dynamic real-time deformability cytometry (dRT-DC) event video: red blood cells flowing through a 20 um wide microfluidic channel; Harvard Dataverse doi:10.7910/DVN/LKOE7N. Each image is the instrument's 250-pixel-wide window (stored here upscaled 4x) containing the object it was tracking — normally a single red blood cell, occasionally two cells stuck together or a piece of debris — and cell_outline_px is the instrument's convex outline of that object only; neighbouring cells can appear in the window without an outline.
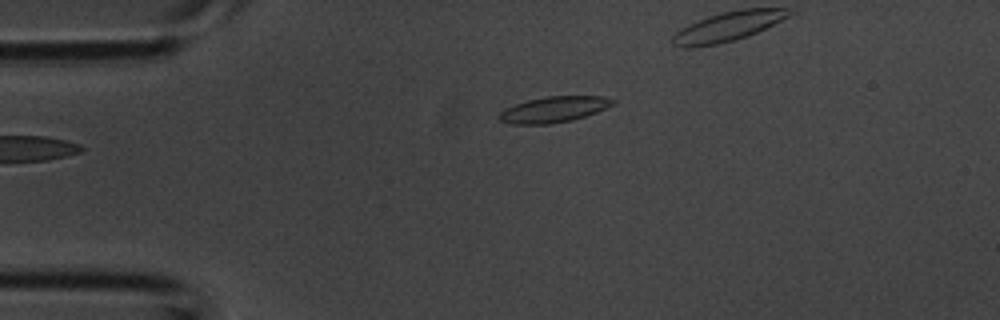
{"species": "common noctule bat (a hibernating species)", "species_latin": "Nyctalus noctula", "temperature_condition": "room temperature", "stored_images_in_passage": 3, "camera_frame_rate_fps": 3000, "um_per_image_px": 0.085, "animal": {"sex": "male", "body_mass_g": 20.1, "forearm_length_mm": 53.5}, "frame": {"image": 1, "passage_image": 3, "time_ms": 0.667, "image_size_px": [1000, 320], "cell_outline_px": [[616, 104], [596, 112], [572, 120], [548, 124], [508, 124], [500, 120], [496, 116], [504, 108], [528, 100], [548, 96], [604, 96], [616, 100]], "centroid_in_image_um": [47.07, 9.3], "position_along_channel_um": 37.9, "area_um2": 17.17}}